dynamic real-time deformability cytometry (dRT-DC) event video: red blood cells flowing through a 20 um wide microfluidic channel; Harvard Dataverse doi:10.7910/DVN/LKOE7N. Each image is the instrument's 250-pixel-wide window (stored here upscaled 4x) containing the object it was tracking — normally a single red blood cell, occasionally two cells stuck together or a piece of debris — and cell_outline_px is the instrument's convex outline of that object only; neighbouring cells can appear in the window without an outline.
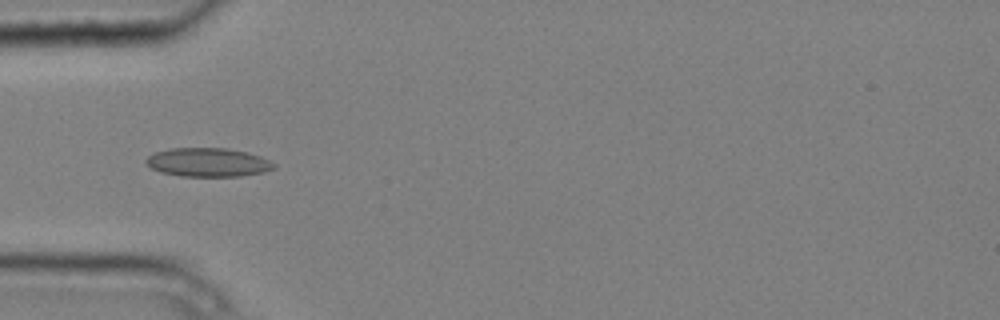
{"species": "common noctule bat (a hibernating species)", "species_latin": "Nyctalus noctula", "temperature_condition": "cold", "stored_images_in_passage": 6, "camera_frame_rate_fps": 3000, "um_per_image_px": 0.085, "animal": {"sex": "male", "body_mass_g": 20.4}, "frame": {"image": 1, "passage_image": 4, "time_ms": 1.0, "image_size_px": [1000, 320], "cell_outline_px": [[276, 168], [264, 172], [240, 176], [180, 176], [160, 172], [152, 168], [144, 160], [148, 156], [156, 152], [172, 148], [228, 148], [248, 152], [260, 156], [276, 164]], "centroid_in_image_um": [17.7, 13.8], "position_along_channel_um": 67.3, "area_um2": 21.44}}
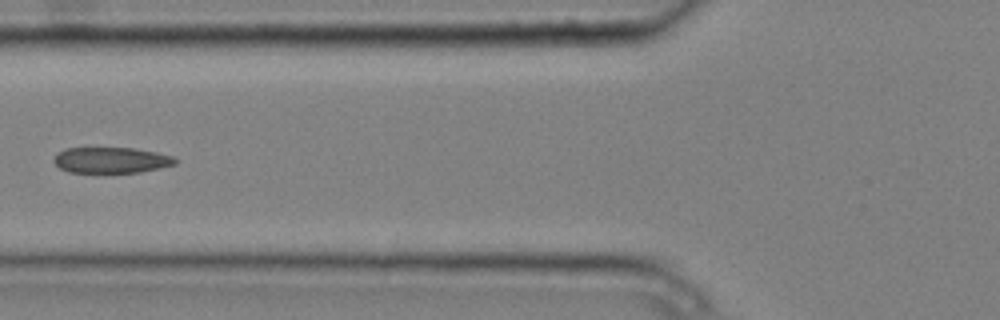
{"frame": {"image": 2, "passage_image": 5, "time_ms": 1.333, "image_size_px": [1000, 320], "cell_outline_px": [[180, 160], [176, 164], [140, 172], [68, 172], [60, 168], [52, 160], [56, 152], [64, 148], [132, 148], [156, 152], [172, 156]], "centroid_in_image_um": [9.43, 13.6], "position_along_channel_um": 116.4, "area_um2": 18.32}}
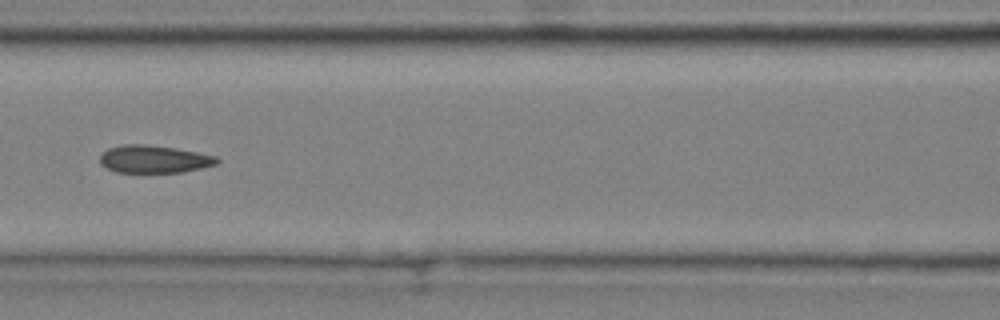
{"frame": {"image": 3, "passage_image": 6, "time_ms": 1.667, "image_size_px": [1000, 320], "cell_outline_px": [[220, 160], [216, 164], [200, 168], [180, 172], [116, 172], [100, 164], [100, 156], [108, 148], [124, 144], [144, 144], [176, 148], [216, 156]], "centroid_in_image_um": [13.08, 13.52], "position_along_channel_um": 153.5, "area_um2": 18.67}}